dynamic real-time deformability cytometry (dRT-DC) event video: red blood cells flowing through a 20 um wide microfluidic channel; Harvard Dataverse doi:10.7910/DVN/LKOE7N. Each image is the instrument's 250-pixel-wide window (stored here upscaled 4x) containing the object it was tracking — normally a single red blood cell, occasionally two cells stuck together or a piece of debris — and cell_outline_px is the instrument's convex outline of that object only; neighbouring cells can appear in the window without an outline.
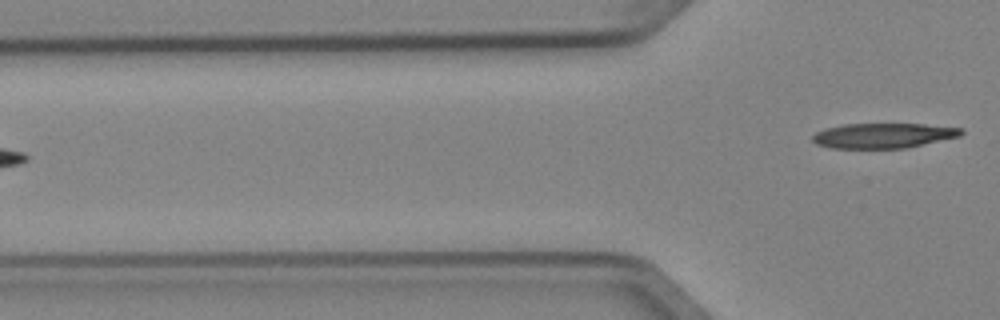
{"species": "Egyptian fruit bat (a non-hibernating species)", "species_latin": "Rousettus aegyptiacus", "temperature_condition": "cold", "stored_images_in_passage": 2, "camera_frame_rate_fps": 3000, "um_per_image_px": 0.085, "animal": {"sex": "female"}, "frame": {"image": 1, "passage_image": 2, "time_ms": 0.333, "image_size_px": [1000, 320], "cell_outline_px": [[964, 132], [960, 136], [904, 148], [832, 148], [816, 144], [812, 140], [812, 136], [816, 132], [824, 128], [844, 124], [924, 124], [964, 128]], "centroid_in_image_um": [75.06, 11.52], "position_along_channel_um": 50.7, "area_um2": 21.62}}